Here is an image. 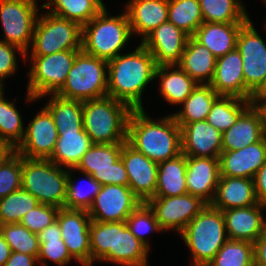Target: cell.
<instances>
[{"label":"cell","instance_id":"cell-12","mask_svg":"<svg viewBox=\"0 0 266 266\" xmlns=\"http://www.w3.org/2000/svg\"><path fill=\"white\" fill-rule=\"evenodd\" d=\"M123 144L94 143L74 169L90 174L101 186H129L128 174L120 157Z\"/></svg>","mask_w":266,"mask_h":266},{"label":"cell","instance_id":"cell-44","mask_svg":"<svg viewBox=\"0 0 266 266\" xmlns=\"http://www.w3.org/2000/svg\"><path fill=\"white\" fill-rule=\"evenodd\" d=\"M125 223L131 233L150 250H152V243L148 240L149 235H151V233L164 232L160 228L153 210L144 202H141V204L130 214Z\"/></svg>","mask_w":266,"mask_h":266},{"label":"cell","instance_id":"cell-13","mask_svg":"<svg viewBox=\"0 0 266 266\" xmlns=\"http://www.w3.org/2000/svg\"><path fill=\"white\" fill-rule=\"evenodd\" d=\"M251 18L241 27L236 48L242 56L245 81V100L259 88L266 78V41L255 28Z\"/></svg>","mask_w":266,"mask_h":266},{"label":"cell","instance_id":"cell-1","mask_svg":"<svg viewBox=\"0 0 266 266\" xmlns=\"http://www.w3.org/2000/svg\"><path fill=\"white\" fill-rule=\"evenodd\" d=\"M133 48L108 61V96L140 110L146 109L143 94L155 81L157 65L140 42Z\"/></svg>","mask_w":266,"mask_h":266},{"label":"cell","instance_id":"cell-20","mask_svg":"<svg viewBox=\"0 0 266 266\" xmlns=\"http://www.w3.org/2000/svg\"><path fill=\"white\" fill-rule=\"evenodd\" d=\"M182 154L192 157L219 158L222 150V133L206 120L179 125Z\"/></svg>","mask_w":266,"mask_h":266},{"label":"cell","instance_id":"cell-41","mask_svg":"<svg viewBox=\"0 0 266 266\" xmlns=\"http://www.w3.org/2000/svg\"><path fill=\"white\" fill-rule=\"evenodd\" d=\"M168 21L192 37L204 22L199 0H168Z\"/></svg>","mask_w":266,"mask_h":266},{"label":"cell","instance_id":"cell-5","mask_svg":"<svg viewBox=\"0 0 266 266\" xmlns=\"http://www.w3.org/2000/svg\"><path fill=\"white\" fill-rule=\"evenodd\" d=\"M190 254V266H207L228 240L221 210L207 205L178 235Z\"/></svg>","mask_w":266,"mask_h":266},{"label":"cell","instance_id":"cell-33","mask_svg":"<svg viewBox=\"0 0 266 266\" xmlns=\"http://www.w3.org/2000/svg\"><path fill=\"white\" fill-rule=\"evenodd\" d=\"M219 95L209 84H197L192 93L171 113L178 125L206 120L212 104ZM178 109V111H177Z\"/></svg>","mask_w":266,"mask_h":266},{"label":"cell","instance_id":"cell-40","mask_svg":"<svg viewBox=\"0 0 266 266\" xmlns=\"http://www.w3.org/2000/svg\"><path fill=\"white\" fill-rule=\"evenodd\" d=\"M249 106V100L234 96H219L212 104L206 121L224 133Z\"/></svg>","mask_w":266,"mask_h":266},{"label":"cell","instance_id":"cell-23","mask_svg":"<svg viewBox=\"0 0 266 266\" xmlns=\"http://www.w3.org/2000/svg\"><path fill=\"white\" fill-rule=\"evenodd\" d=\"M265 211L260 203L223 210L228 239L254 243L263 234Z\"/></svg>","mask_w":266,"mask_h":266},{"label":"cell","instance_id":"cell-11","mask_svg":"<svg viewBox=\"0 0 266 266\" xmlns=\"http://www.w3.org/2000/svg\"><path fill=\"white\" fill-rule=\"evenodd\" d=\"M39 0H0L2 39L25 53L29 50L42 5Z\"/></svg>","mask_w":266,"mask_h":266},{"label":"cell","instance_id":"cell-35","mask_svg":"<svg viewBox=\"0 0 266 266\" xmlns=\"http://www.w3.org/2000/svg\"><path fill=\"white\" fill-rule=\"evenodd\" d=\"M38 236L40 247L37 259L39 266H49L48 261L56 266H67L75 260L62 239L58 220L43 229Z\"/></svg>","mask_w":266,"mask_h":266},{"label":"cell","instance_id":"cell-21","mask_svg":"<svg viewBox=\"0 0 266 266\" xmlns=\"http://www.w3.org/2000/svg\"><path fill=\"white\" fill-rule=\"evenodd\" d=\"M266 162V136L240 150L222 151L219 155L220 175L253 179Z\"/></svg>","mask_w":266,"mask_h":266},{"label":"cell","instance_id":"cell-4","mask_svg":"<svg viewBox=\"0 0 266 266\" xmlns=\"http://www.w3.org/2000/svg\"><path fill=\"white\" fill-rule=\"evenodd\" d=\"M110 13L106 6L82 26V50L106 61L127 52L134 38L125 9L117 15Z\"/></svg>","mask_w":266,"mask_h":266},{"label":"cell","instance_id":"cell-16","mask_svg":"<svg viewBox=\"0 0 266 266\" xmlns=\"http://www.w3.org/2000/svg\"><path fill=\"white\" fill-rule=\"evenodd\" d=\"M140 204L129 186L103 185L88 214L96 222H125Z\"/></svg>","mask_w":266,"mask_h":266},{"label":"cell","instance_id":"cell-25","mask_svg":"<svg viewBox=\"0 0 266 266\" xmlns=\"http://www.w3.org/2000/svg\"><path fill=\"white\" fill-rule=\"evenodd\" d=\"M209 85L219 96H234L245 100L243 62L237 48L216 58L214 75Z\"/></svg>","mask_w":266,"mask_h":266},{"label":"cell","instance_id":"cell-51","mask_svg":"<svg viewBox=\"0 0 266 266\" xmlns=\"http://www.w3.org/2000/svg\"><path fill=\"white\" fill-rule=\"evenodd\" d=\"M250 107L257 113L259 121L266 133V96H251Z\"/></svg>","mask_w":266,"mask_h":266},{"label":"cell","instance_id":"cell-10","mask_svg":"<svg viewBox=\"0 0 266 266\" xmlns=\"http://www.w3.org/2000/svg\"><path fill=\"white\" fill-rule=\"evenodd\" d=\"M41 11L26 56H45L64 50H82V26L79 23L44 9Z\"/></svg>","mask_w":266,"mask_h":266},{"label":"cell","instance_id":"cell-46","mask_svg":"<svg viewBox=\"0 0 266 266\" xmlns=\"http://www.w3.org/2000/svg\"><path fill=\"white\" fill-rule=\"evenodd\" d=\"M22 156L16 151L0 165V199L21 188Z\"/></svg>","mask_w":266,"mask_h":266},{"label":"cell","instance_id":"cell-48","mask_svg":"<svg viewBox=\"0 0 266 266\" xmlns=\"http://www.w3.org/2000/svg\"><path fill=\"white\" fill-rule=\"evenodd\" d=\"M25 54L19 47L0 41V84L4 88H6L5 80L16 75L20 67V62H18L20 59L17 57L20 56L25 63Z\"/></svg>","mask_w":266,"mask_h":266},{"label":"cell","instance_id":"cell-9","mask_svg":"<svg viewBox=\"0 0 266 266\" xmlns=\"http://www.w3.org/2000/svg\"><path fill=\"white\" fill-rule=\"evenodd\" d=\"M68 169L49 159L22 157L21 188L30 192L41 204L64 208Z\"/></svg>","mask_w":266,"mask_h":266},{"label":"cell","instance_id":"cell-49","mask_svg":"<svg viewBox=\"0 0 266 266\" xmlns=\"http://www.w3.org/2000/svg\"><path fill=\"white\" fill-rule=\"evenodd\" d=\"M253 181L257 201L266 207V162L255 173Z\"/></svg>","mask_w":266,"mask_h":266},{"label":"cell","instance_id":"cell-31","mask_svg":"<svg viewBox=\"0 0 266 266\" xmlns=\"http://www.w3.org/2000/svg\"><path fill=\"white\" fill-rule=\"evenodd\" d=\"M48 98L44 107L50 112L58 133L80 132L83 129L82 101L49 94L37 99Z\"/></svg>","mask_w":266,"mask_h":266},{"label":"cell","instance_id":"cell-43","mask_svg":"<svg viewBox=\"0 0 266 266\" xmlns=\"http://www.w3.org/2000/svg\"><path fill=\"white\" fill-rule=\"evenodd\" d=\"M39 204V201L23 188L10 193L0 199L2 224L20 223L22 218Z\"/></svg>","mask_w":266,"mask_h":266},{"label":"cell","instance_id":"cell-19","mask_svg":"<svg viewBox=\"0 0 266 266\" xmlns=\"http://www.w3.org/2000/svg\"><path fill=\"white\" fill-rule=\"evenodd\" d=\"M189 35L167 21L151 31L140 43L152 54L157 66L178 64Z\"/></svg>","mask_w":266,"mask_h":266},{"label":"cell","instance_id":"cell-26","mask_svg":"<svg viewBox=\"0 0 266 266\" xmlns=\"http://www.w3.org/2000/svg\"><path fill=\"white\" fill-rule=\"evenodd\" d=\"M256 204L258 201L253 179L220 175L215 196L210 203L212 208L223 211Z\"/></svg>","mask_w":266,"mask_h":266},{"label":"cell","instance_id":"cell-2","mask_svg":"<svg viewBox=\"0 0 266 266\" xmlns=\"http://www.w3.org/2000/svg\"><path fill=\"white\" fill-rule=\"evenodd\" d=\"M145 109L132 110L127 125L126 142L157 163L182 153L181 128L173 115L153 117Z\"/></svg>","mask_w":266,"mask_h":266},{"label":"cell","instance_id":"cell-24","mask_svg":"<svg viewBox=\"0 0 266 266\" xmlns=\"http://www.w3.org/2000/svg\"><path fill=\"white\" fill-rule=\"evenodd\" d=\"M133 37L140 42L156 27L168 21V0H128L123 4Z\"/></svg>","mask_w":266,"mask_h":266},{"label":"cell","instance_id":"cell-30","mask_svg":"<svg viewBox=\"0 0 266 266\" xmlns=\"http://www.w3.org/2000/svg\"><path fill=\"white\" fill-rule=\"evenodd\" d=\"M178 66L197 84H210L216 66V57L208 48L189 37Z\"/></svg>","mask_w":266,"mask_h":266},{"label":"cell","instance_id":"cell-8","mask_svg":"<svg viewBox=\"0 0 266 266\" xmlns=\"http://www.w3.org/2000/svg\"><path fill=\"white\" fill-rule=\"evenodd\" d=\"M108 61L81 50L66 77L55 93L60 97L86 101L108 96Z\"/></svg>","mask_w":266,"mask_h":266},{"label":"cell","instance_id":"cell-45","mask_svg":"<svg viewBox=\"0 0 266 266\" xmlns=\"http://www.w3.org/2000/svg\"><path fill=\"white\" fill-rule=\"evenodd\" d=\"M1 235L9 244L11 251L38 257L39 236L21 223L3 224Z\"/></svg>","mask_w":266,"mask_h":266},{"label":"cell","instance_id":"cell-52","mask_svg":"<svg viewBox=\"0 0 266 266\" xmlns=\"http://www.w3.org/2000/svg\"><path fill=\"white\" fill-rule=\"evenodd\" d=\"M255 266H266V236L262 234L254 242Z\"/></svg>","mask_w":266,"mask_h":266},{"label":"cell","instance_id":"cell-29","mask_svg":"<svg viewBox=\"0 0 266 266\" xmlns=\"http://www.w3.org/2000/svg\"><path fill=\"white\" fill-rule=\"evenodd\" d=\"M265 136L257 113L249 106L237 121L222 133V150H240L261 141Z\"/></svg>","mask_w":266,"mask_h":266},{"label":"cell","instance_id":"cell-6","mask_svg":"<svg viewBox=\"0 0 266 266\" xmlns=\"http://www.w3.org/2000/svg\"><path fill=\"white\" fill-rule=\"evenodd\" d=\"M132 109L110 96L82 101L83 129L93 143H125Z\"/></svg>","mask_w":266,"mask_h":266},{"label":"cell","instance_id":"cell-18","mask_svg":"<svg viewBox=\"0 0 266 266\" xmlns=\"http://www.w3.org/2000/svg\"><path fill=\"white\" fill-rule=\"evenodd\" d=\"M120 157L127 171L129 187L133 194L144 203L155 197L158 163L135 150L127 142L122 146Z\"/></svg>","mask_w":266,"mask_h":266},{"label":"cell","instance_id":"cell-56","mask_svg":"<svg viewBox=\"0 0 266 266\" xmlns=\"http://www.w3.org/2000/svg\"><path fill=\"white\" fill-rule=\"evenodd\" d=\"M263 234L266 236V213L264 216Z\"/></svg>","mask_w":266,"mask_h":266},{"label":"cell","instance_id":"cell-28","mask_svg":"<svg viewBox=\"0 0 266 266\" xmlns=\"http://www.w3.org/2000/svg\"><path fill=\"white\" fill-rule=\"evenodd\" d=\"M244 24L203 22L192 37L219 58L236 48L237 36Z\"/></svg>","mask_w":266,"mask_h":266},{"label":"cell","instance_id":"cell-58","mask_svg":"<svg viewBox=\"0 0 266 266\" xmlns=\"http://www.w3.org/2000/svg\"><path fill=\"white\" fill-rule=\"evenodd\" d=\"M2 222H1V219H0V234H1V230H2Z\"/></svg>","mask_w":266,"mask_h":266},{"label":"cell","instance_id":"cell-50","mask_svg":"<svg viewBox=\"0 0 266 266\" xmlns=\"http://www.w3.org/2000/svg\"><path fill=\"white\" fill-rule=\"evenodd\" d=\"M39 266L35 256L12 251L4 266Z\"/></svg>","mask_w":266,"mask_h":266},{"label":"cell","instance_id":"cell-36","mask_svg":"<svg viewBox=\"0 0 266 266\" xmlns=\"http://www.w3.org/2000/svg\"><path fill=\"white\" fill-rule=\"evenodd\" d=\"M40 4L42 9L75 21L81 26L88 23L106 7L103 0H46Z\"/></svg>","mask_w":266,"mask_h":266},{"label":"cell","instance_id":"cell-39","mask_svg":"<svg viewBox=\"0 0 266 266\" xmlns=\"http://www.w3.org/2000/svg\"><path fill=\"white\" fill-rule=\"evenodd\" d=\"M5 91L0 93V141L9 143L15 149L24 137L26 125L16 105L19 97L8 100Z\"/></svg>","mask_w":266,"mask_h":266},{"label":"cell","instance_id":"cell-15","mask_svg":"<svg viewBox=\"0 0 266 266\" xmlns=\"http://www.w3.org/2000/svg\"><path fill=\"white\" fill-rule=\"evenodd\" d=\"M26 123L24 137L15 151L28 159H49L59 137L50 112L43 106Z\"/></svg>","mask_w":266,"mask_h":266},{"label":"cell","instance_id":"cell-38","mask_svg":"<svg viewBox=\"0 0 266 266\" xmlns=\"http://www.w3.org/2000/svg\"><path fill=\"white\" fill-rule=\"evenodd\" d=\"M204 22L246 23L251 17L243 0H199Z\"/></svg>","mask_w":266,"mask_h":266},{"label":"cell","instance_id":"cell-32","mask_svg":"<svg viewBox=\"0 0 266 266\" xmlns=\"http://www.w3.org/2000/svg\"><path fill=\"white\" fill-rule=\"evenodd\" d=\"M186 155L158 163L155 197H172L188 193L186 185Z\"/></svg>","mask_w":266,"mask_h":266},{"label":"cell","instance_id":"cell-7","mask_svg":"<svg viewBox=\"0 0 266 266\" xmlns=\"http://www.w3.org/2000/svg\"><path fill=\"white\" fill-rule=\"evenodd\" d=\"M80 51L64 50L45 56H25V61H27L25 63L29 69L26 73L24 102L33 105L38 102V98L55 94L64 85L76 55Z\"/></svg>","mask_w":266,"mask_h":266},{"label":"cell","instance_id":"cell-47","mask_svg":"<svg viewBox=\"0 0 266 266\" xmlns=\"http://www.w3.org/2000/svg\"><path fill=\"white\" fill-rule=\"evenodd\" d=\"M59 208L48 204H39L31 209L20 221L32 233L39 234L57 220Z\"/></svg>","mask_w":266,"mask_h":266},{"label":"cell","instance_id":"cell-53","mask_svg":"<svg viewBox=\"0 0 266 266\" xmlns=\"http://www.w3.org/2000/svg\"><path fill=\"white\" fill-rule=\"evenodd\" d=\"M11 248L0 234V266H4L11 255Z\"/></svg>","mask_w":266,"mask_h":266},{"label":"cell","instance_id":"cell-3","mask_svg":"<svg viewBox=\"0 0 266 266\" xmlns=\"http://www.w3.org/2000/svg\"><path fill=\"white\" fill-rule=\"evenodd\" d=\"M91 266L97 262L119 266H149L152 252L125 222L90 223Z\"/></svg>","mask_w":266,"mask_h":266},{"label":"cell","instance_id":"cell-55","mask_svg":"<svg viewBox=\"0 0 266 266\" xmlns=\"http://www.w3.org/2000/svg\"><path fill=\"white\" fill-rule=\"evenodd\" d=\"M251 96H266V78Z\"/></svg>","mask_w":266,"mask_h":266},{"label":"cell","instance_id":"cell-42","mask_svg":"<svg viewBox=\"0 0 266 266\" xmlns=\"http://www.w3.org/2000/svg\"><path fill=\"white\" fill-rule=\"evenodd\" d=\"M207 266H255L254 243L228 239Z\"/></svg>","mask_w":266,"mask_h":266},{"label":"cell","instance_id":"cell-37","mask_svg":"<svg viewBox=\"0 0 266 266\" xmlns=\"http://www.w3.org/2000/svg\"><path fill=\"white\" fill-rule=\"evenodd\" d=\"M75 173L82 176V181L80 179L76 181L77 176ZM100 188L101 184L90 174L77 171L74 168L68 169L67 194L64 208L88 211Z\"/></svg>","mask_w":266,"mask_h":266},{"label":"cell","instance_id":"cell-27","mask_svg":"<svg viewBox=\"0 0 266 266\" xmlns=\"http://www.w3.org/2000/svg\"><path fill=\"white\" fill-rule=\"evenodd\" d=\"M155 81L158 83L156 85L160 98L162 97L163 102L165 100L172 107L180 106L197 86V83L178 64L157 66Z\"/></svg>","mask_w":266,"mask_h":266},{"label":"cell","instance_id":"cell-34","mask_svg":"<svg viewBox=\"0 0 266 266\" xmlns=\"http://www.w3.org/2000/svg\"><path fill=\"white\" fill-rule=\"evenodd\" d=\"M54 152L49 158L51 162L66 169L75 168L84 153L94 144L88 134L80 132L58 133Z\"/></svg>","mask_w":266,"mask_h":266},{"label":"cell","instance_id":"cell-17","mask_svg":"<svg viewBox=\"0 0 266 266\" xmlns=\"http://www.w3.org/2000/svg\"><path fill=\"white\" fill-rule=\"evenodd\" d=\"M57 220L70 255L80 266H91L90 223L87 210L59 208Z\"/></svg>","mask_w":266,"mask_h":266},{"label":"cell","instance_id":"cell-22","mask_svg":"<svg viewBox=\"0 0 266 266\" xmlns=\"http://www.w3.org/2000/svg\"><path fill=\"white\" fill-rule=\"evenodd\" d=\"M188 193L212 202L220 178L219 158L186 156Z\"/></svg>","mask_w":266,"mask_h":266},{"label":"cell","instance_id":"cell-14","mask_svg":"<svg viewBox=\"0 0 266 266\" xmlns=\"http://www.w3.org/2000/svg\"><path fill=\"white\" fill-rule=\"evenodd\" d=\"M153 210L160 228L179 235L186 225L208 204L189 193L172 197H152L146 202Z\"/></svg>","mask_w":266,"mask_h":266},{"label":"cell","instance_id":"cell-57","mask_svg":"<svg viewBox=\"0 0 266 266\" xmlns=\"http://www.w3.org/2000/svg\"><path fill=\"white\" fill-rule=\"evenodd\" d=\"M5 90V88L0 84V93Z\"/></svg>","mask_w":266,"mask_h":266},{"label":"cell","instance_id":"cell-54","mask_svg":"<svg viewBox=\"0 0 266 266\" xmlns=\"http://www.w3.org/2000/svg\"><path fill=\"white\" fill-rule=\"evenodd\" d=\"M14 152L15 149L9 143L0 141V165Z\"/></svg>","mask_w":266,"mask_h":266},{"label":"cell","instance_id":"cell-59","mask_svg":"<svg viewBox=\"0 0 266 266\" xmlns=\"http://www.w3.org/2000/svg\"><path fill=\"white\" fill-rule=\"evenodd\" d=\"M263 24H265V25H263L264 26V30H266V20L264 21V23Z\"/></svg>","mask_w":266,"mask_h":266}]
</instances>
